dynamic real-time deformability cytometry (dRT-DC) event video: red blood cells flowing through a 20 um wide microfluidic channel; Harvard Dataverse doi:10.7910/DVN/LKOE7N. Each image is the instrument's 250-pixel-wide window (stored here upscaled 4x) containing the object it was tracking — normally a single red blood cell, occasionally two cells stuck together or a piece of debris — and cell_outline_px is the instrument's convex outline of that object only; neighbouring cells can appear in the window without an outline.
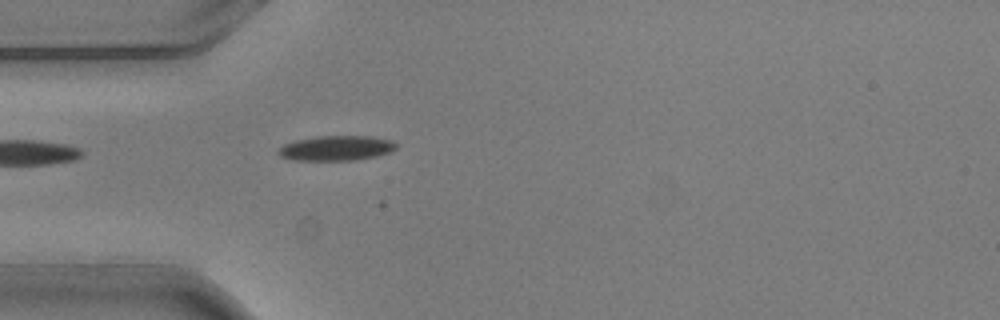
{"species": "common noctule bat (a hibernating species)", "species_latin": "Nyctalus noctula", "temperature_condition": "warm", "stored_images_in_passage": 5, "camera_frame_rate_fps": 3000, "um_per_image_px": 0.085, "animal": {"sex": "male", "body_mass_g": 20.5, "forearm_length_mm": 52.5}, "frame": {"image": 1, "passage_image": 5, "time_ms": 1.333, "image_size_px": [1000, 320], "cell_outline_px": [[396, 148], [388, 152], [376, 156], [356, 160], [292, 160], [280, 156], [276, 152], [276, 148], [284, 144], [296, 140], [316, 136], [372, 136], [392, 140], [396, 144]], "centroid_in_image_um": [28.53, 12.59], "position_along_channel_um": 56.5, "area_um2": 17.22}}